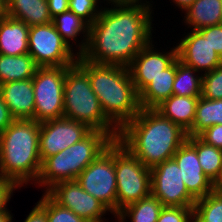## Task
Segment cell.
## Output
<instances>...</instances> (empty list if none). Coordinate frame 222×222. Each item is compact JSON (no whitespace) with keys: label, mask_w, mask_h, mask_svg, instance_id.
<instances>
[{"label":"cell","mask_w":222,"mask_h":222,"mask_svg":"<svg viewBox=\"0 0 222 222\" xmlns=\"http://www.w3.org/2000/svg\"><path fill=\"white\" fill-rule=\"evenodd\" d=\"M163 207L159 199L150 195L126 206L115 218L118 222H126L127 219L131 222H157Z\"/></svg>","instance_id":"obj_27"},{"label":"cell","mask_w":222,"mask_h":222,"mask_svg":"<svg viewBox=\"0 0 222 222\" xmlns=\"http://www.w3.org/2000/svg\"><path fill=\"white\" fill-rule=\"evenodd\" d=\"M222 124V99L211 100L201 96L196 105L195 118L188 136H199L210 126Z\"/></svg>","instance_id":"obj_26"},{"label":"cell","mask_w":222,"mask_h":222,"mask_svg":"<svg viewBox=\"0 0 222 222\" xmlns=\"http://www.w3.org/2000/svg\"><path fill=\"white\" fill-rule=\"evenodd\" d=\"M77 63L88 73L105 116L119 130L139 113V94L128 67L89 62L81 55Z\"/></svg>","instance_id":"obj_3"},{"label":"cell","mask_w":222,"mask_h":222,"mask_svg":"<svg viewBox=\"0 0 222 222\" xmlns=\"http://www.w3.org/2000/svg\"><path fill=\"white\" fill-rule=\"evenodd\" d=\"M177 58L198 72H210L222 64V58L197 30H191L176 43Z\"/></svg>","instance_id":"obj_15"},{"label":"cell","mask_w":222,"mask_h":222,"mask_svg":"<svg viewBox=\"0 0 222 222\" xmlns=\"http://www.w3.org/2000/svg\"><path fill=\"white\" fill-rule=\"evenodd\" d=\"M115 140L106 132L92 130L81 141L56 155L46 158L35 184L45 187V192L54 184L74 181L78 175Z\"/></svg>","instance_id":"obj_5"},{"label":"cell","mask_w":222,"mask_h":222,"mask_svg":"<svg viewBox=\"0 0 222 222\" xmlns=\"http://www.w3.org/2000/svg\"><path fill=\"white\" fill-rule=\"evenodd\" d=\"M214 191L222 197V175L220 179L214 184Z\"/></svg>","instance_id":"obj_44"},{"label":"cell","mask_w":222,"mask_h":222,"mask_svg":"<svg viewBox=\"0 0 222 222\" xmlns=\"http://www.w3.org/2000/svg\"><path fill=\"white\" fill-rule=\"evenodd\" d=\"M37 69L29 53L18 56L0 54V84L33 78Z\"/></svg>","instance_id":"obj_24"},{"label":"cell","mask_w":222,"mask_h":222,"mask_svg":"<svg viewBox=\"0 0 222 222\" xmlns=\"http://www.w3.org/2000/svg\"><path fill=\"white\" fill-rule=\"evenodd\" d=\"M199 137L207 144L222 149V124L210 126Z\"/></svg>","instance_id":"obj_36"},{"label":"cell","mask_w":222,"mask_h":222,"mask_svg":"<svg viewBox=\"0 0 222 222\" xmlns=\"http://www.w3.org/2000/svg\"><path fill=\"white\" fill-rule=\"evenodd\" d=\"M106 2L111 3V6H140L152 10V4L146 0H106Z\"/></svg>","instance_id":"obj_40"},{"label":"cell","mask_w":222,"mask_h":222,"mask_svg":"<svg viewBox=\"0 0 222 222\" xmlns=\"http://www.w3.org/2000/svg\"><path fill=\"white\" fill-rule=\"evenodd\" d=\"M6 103L0 95V134L14 121Z\"/></svg>","instance_id":"obj_38"},{"label":"cell","mask_w":222,"mask_h":222,"mask_svg":"<svg viewBox=\"0 0 222 222\" xmlns=\"http://www.w3.org/2000/svg\"><path fill=\"white\" fill-rule=\"evenodd\" d=\"M99 2L100 0H69V10L90 26L101 13Z\"/></svg>","instance_id":"obj_31"},{"label":"cell","mask_w":222,"mask_h":222,"mask_svg":"<svg viewBox=\"0 0 222 222\" xmlns=\"http://www.w3.org/2000/svg\"><path fill=\"white\" fill-rule=\"evenodd\" d=\"M29 28L23 21L8 15L0 20V54L8 56L27 54Z\"/></svg>","instance_id":"obj_18"},{"label":"cell","mask_w":222,"mask_h":222,"mask_svg":"<svg viewBox=\"0 0 222 222\" xmlns=\"http://www.w3.org/2000/svg\"><path fill=\"white\" fill-rule=\"evenodd\" d=\"M63 117L84 123L92 130L106 132L114 140L118 138L119 129L105 116L88 73L77 62L67 66Z\"/></svg>","instance_id":"obj_6"},{"label":"cell","mask_w":222,"mask_h":222,"mask_svg":"<svg viewBox=\"0 0 222 222\" xmlns=\"http://www.w3.org/2000/svg\"><path fill=\"white\" fill-rule=\"evenodd\" d=\"M202 96L206 99H222V64L202 74Z\"/></svg>","instance_id":"obj_30"},{"label":"cell","mask_w":222,"mask_h":222,"mask_svg":"<svg viewBox=\"0 0 222 222\" xmlns=\"http://www.w3.org/2000/svg\"><path fill=\"white\" fill-rule=\"evenodd\" d=\"M10 213H11L10 211L1 213L0 214V222H12L13 216Z\"/></svg>","instance_id":"obj_43"},{"label":"cell","mask_w":222,"mask_h":222,"mask_svg":"<svg viewBox=\"0 0 222 222\" xmlns=\"http://www.w3.org/2000/svg\"><path fill=\"white\" fill-rule=\"evenodd\" d=\"M7 15L29 27L52 22L47 0H7Z\"/></svg>","instance_id":"obj_22"},{"label":"cell","mask_w":222,"mask_h":222,"mask_svg":"<svg viewBox=\"0 0 222 222\" xmlns=\"http://www.w3.org/2000/svg\"><path fill=\"white\" fill-rule=\"evenodd\" d=\"M154 49L156 48H154L151 40L128 66L132 82L138 94L177 59L176 46L166 53Z\"/></svg>","instance_id":"obj_14"},{"label":"cell","mask_w":222,"mask_h":222,"mask_svg":"<svg viewBox=\"0 0 222 222\" xmlns=\"http://www.w3.org/2000/svg\"><path fill=\"white\" fill-rule=\"evenodd\" d=\"M0 95L14 119L33 120L35 98L32 78L0 84Z\"/></svg>","instance_id":"obj_17"},{"label":"cell","mask_w":222,"mask_h":222,"mask_svg":"<svg viewBox=\"0 0 222 222\" xmlns=\"http://www.w3.org/2000/svg\"><path fill=\"white\" fill-rule=\"evenodd\" d=\"M67 67H38L32 78L35 112L33 120L43 122L63 117L64 83Z\"/></svg>","instance_id":"obj_8"},{"label":"cell","mask_w":222,"mask_h":222,"mask_svg":"<svg viewBox=\"0 0 222 222\" xmlns=\"http://www.w3.org/2000/svg\"><path fill=\"white\" fill-rule=\"evenodd\" d=\"M197 75H196V74ZM202 74L194 68L176 59V76L173 84V94L177 96L201 97Z\"/></svg>","instance_id":"obj_28"},{"label":"cell","mask_w":222,"mask_h":222,"mask_svg":"<svg viewBox=\"0 0 222 222\" xmlns=\"http://www.w3.org/2000/svg\"><path fill=\"white\" fill-rule=\"evenodd\" d=\"M51 17L69 10V0H47Z\"/></svg>","instance_id":"obj_39"},{"label":"cell","mask_w":222,"mask_h":222,"mask_svg":"<svg viewBox=\"0 0 222 222\" xmlns=\"http://www.w3.org/2000/svg\"><path fill=\"white\" fill-rule=\"evenodd\" d=\"M190 222H222V197L213 191L197 199Z\"/></svg>","instance_id":"obj_29"},{"label":"cell","mask_w":222,"mask_h":222,"mask_svg":"<svg viewBox=\"0 0 222 222\" xmlns=\"http://www.w3.org/2000/svg\"><path fill=\"white\" fill-rule=\"evenodd\" d=\"M173 159L178 164L188 192L197 200L214 191L213 182L204 174L196 149L186 140Z\"/></svg>","instance_id":"obj_16"},{"label":"cell","mask_w":222,"mask_h":222,"mask_svg":"<svg viewBox=\"0 0 222 222\" xmlns=\"http://www.w3.org/2000/svg\"><path fill=\"white\" fill-rule=\"evenodd\" d=\"M187 141L196 149L204 174L215 184L222 175V149L207 144L199 136H188Z\"/></svg>","instance_id":"obj_25"},{"label":"cell","mask_w":222,"mask_h":222,"mask_svg":"<svg viewBox=\"0 0 222 222\" xmlns=\"http://www.w3.org/2000/svg\"><path fill=\"white\" fill-rule=\"evenodd\" d=\"M114 164L117 215L126 206L151 195V172L117 140L114 141Z\"/></svg>","instance_id":"obj_7"},{"label":"cell","mask_w":222,"mask_h":222,"mask_svg":"<svg viewBox=\"0 0 222 222\" xmlns=\"http://www.w3.org/2000/svg\"><path fill=\"white\" fill-rule=\"evenodd\" d=\"M92 129L86 124L65 117L40 123L39 153L43 162L85 138Z\"/></svg>","instance_id":"obj_13"},{"label":"cell","mask_w":222,"mask_h":222,"mask_svg":"<svg viewBox=\"0 0 222 222\" xmlns=\"http://www.w3.org/2000/svg\"><path fill=\"white\" fill-rule=\"evenodd\" d=\"M151 195L163 206L194 207L196 199L188 192L180 168L172 158L150 169Z\"/></svg>","instance_id":"obj_11"},{"label":"cell","mask_w":222,"mask_h":222,"mask_svg":"<svg viewBox=\"0 0 222 222\" xmlns=\"http://www.w3.org/2000/svg\"><path fill=\"white\" fill-rule=\"evenodd\" d=\"M48 222H87L72 210L61 207L47 195Z\"/></svg>","instance_id":"obj_32"},{"label":"cell","mask_w":222,"mask_h":222,"mask_svg":"<svg viewBox=\"0 0 222 222\" xmlns=\"http://www.w3.org/2000/svg\"><path fill=\"white\" fill-rule=\"evenodd\" d=\"M188 28L200 30L222 23V0H195L184 10Z\"/></svg>","instance_id":"obj_21"},{"label":"cell","mask_w":222,"mask_h":222,"mask_svg":"<svg viewBox=\"0 0 222 222\" xmlns=\"http://www.w3.org/2000/svg\"><path fill=\"white\" fill-rule=\"evenodd\" d=\"M76 181L116 216L114 142L78 175Z\"/></svg>","instance_id":"obj_10"},{"label":"cell","mask_w":222,"mask_h":222,"mask_svg":"<svg viewBox=\"0 0 222 222\" xmlns=\"http://www.w3.org/2000/svg\"><path fill=\"white\" fill-rule=\"evenodd\" d=\"M28 46V53L38 67L71 66L77 62L79 56L62 39L52 22L31 26Z\"/></svg>","instance_id":"obj_9"},{"label":"cell","mask_w":222,"mask_h":222,"mask_svg":"<svg viewBox=\"0 0 222 222\" xmlns=\"http://www.w3.org/2000/svg\"><path fill=\"white\" fill-rule=\"evenodd\" d=\"M52 23L56 27L57 32L61 35L62 39L72 48V44H77V36L83 34L82 42L76 45L80 56L87 48V42L89 39V25L75 13L67 10L52 18ZM85 37V38H84ZM70 41L72 44H70Z\"/></svg>","instance_id":"obj_23"},{"label":"cell","mask_w":222,"mask_h":222,"mask_svg":"<svg viewBox=\"0 0 222 222\" xmlns=\"http://www.w3.org/2000/svg\"><path fill=\"white\" fill-rule=\"evenodd\" d=\"M152 11L140 6H111L89 26L81 56L89 62L128 67L152 40Z\"/></svg>","instance_id":"obj_1"},{"label":"cell","mask_w":222,"mask_h":222,"mask_svg":"<svg viewBox=\"0 0 222 222\" xmlns=\"http://www.w3.org/2000/svg\"><path fill=\"white\" fill-rule=\"evenodd\" d=\"M205 40H208L214 51L222 58V27L220 25L197 30Z\"/></svg>","instance_id":"obj_34"},{"label":"cell","mask_w":222,"mask_h":222,"mask_svg":"<svg viewBox=\"0 0 222 222\" xmlns=\"http://www.w3.org/2000/svg\"><path fill=\"white\" fill-rule=\"evenodd\" d=\"M194 1L195 0H172L179 9H182L181 11L187 9Z\"/></svg>","instance_id":"obj_41"},{"label":"cell","mask_w":222,"mask_h":222,"mask_svg":"<svg viewBox=\"0 0 222 222\" xmlns=\"http://www.w3.org/2000/svg\"><path fill=\"white\" fill-rule=\"evenodd\" d=\"M175 76L176 60L139 93L140 107L142 109H154L163 100L173 95Z\"/></svg>","instance_id":"obj_20"},{"label":"cell","mask_w":222,"mask_h":222,"mask_svg":"<svg viewBox=\"0 0 222 222\" xmlns=\"http://www.w3.org/2000/svg\"><path fill=\"white\" fill-rule=\"evenodd\" d=\"M187 132L155 109H140L120 130L117 141L149 169L172 159Z\"/></svg>","instance_id":"obj_2"},{"label":"cell","mask_w":222,"mask_h":222,"mask_svg":"<svg viewBox=\"0 0 222 222\" xmlns=\"http://www.w3.org/2000/svg\"><path fill=\"white\" fill-rule=\"evenodd\" d=\"M18 188L21 187L16 182L0 177V214L9 211L7 203L13 196V191Z\"/></svg>","instance_id":"obj_35"},{"label":"cell","mask_w":222,"mask_h":222,"mask_svg":"<svg viewBox=\"0 0 222 222\" xmlns=\"http://www.w3.org/2000/svg\"><path fill=\"white\" fill-rule=\"evenodd\" d=\"M45 193L61 207L72 210L87 222H105L104 215L110 212L102 202L86 192L76 180L56 183Z\"/></svg>","instance_id":"obj_12"},{"label":"cell","mask_w":222,"mask_h":222,"mask_svg":"<svg viewBox=\"0 0 222 222\" xmlns=\"http://www.w3.org/2000/svg\"><path fill=\"white\" fill-rule=\"evenodd\" d=\"M200 97L171 95L154 109L188 132L193 125L196 105Z\"/></svg>","instance_id":"obj_19"},{"label":"cell","mask_w":222,"mask_h":222,"mask_svg":"<svg viewBox=\"0 0 222 222\" xmlns=\"http://www.w3.org/2000/svg\"><path fill=\"white\" fill-rule=\"evenodd\" d=\"M194 207L164 206L157 222H190Z\"/></svg>","instance_id":"obj_33"},{"label":"cell","mask_w":222,"mask_h":222,"mask_svg":"<svg viewBox=\"0 0 222 222\" xmlns=\"http://www.w3.org/2000/svg\"><path fill=\"white\" fill-rule=\"evenodd\" d=\"M7 16V0H0V20Z\"/></svg>","instance_id":"obj_42"},{"label":"cell","mask_w":222,"mask_h":222,"mask_svg":"<svg viewBox=\"0 0 222 222\" xmlns=\"http://www.w3.org/2000/svg\"><path fill=\"white\" fill-rule=\"evenodd\" d=\"M42 198L27 215L24 222H48L47 219V194L44 192Z\"/></svg>","instance_id":"obj_37"},{"label":"cell","mask_w":222,"mask_h":222,"mask_svg":"<svg viewBox=\"0 0 222 222\" xmlns=\"http://www.w3.org/2000/svg\"><path fill=\"white\" fill-rule=\"evenodd\" d=\"M40 122L15 119L0 134V177L20 187L38 179L42 161L39 153Z\"/></svg>","instance_id":"obj_4"}]
</instances>
